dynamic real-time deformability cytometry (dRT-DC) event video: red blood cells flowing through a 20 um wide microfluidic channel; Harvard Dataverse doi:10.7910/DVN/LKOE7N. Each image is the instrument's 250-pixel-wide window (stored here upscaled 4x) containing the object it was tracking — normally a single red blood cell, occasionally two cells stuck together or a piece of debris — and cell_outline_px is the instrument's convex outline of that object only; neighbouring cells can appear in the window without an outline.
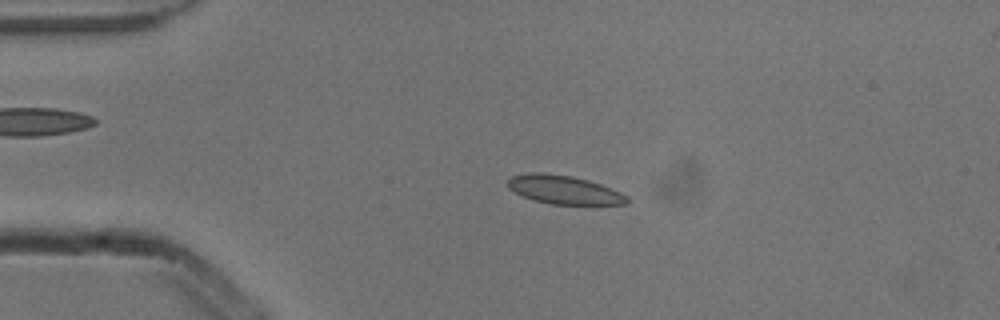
{"species": "common noctule bat (a hibernating species)", "species_latin": "Nyctalus noctula", "temperature_condition": "cold", "stored_images_in_passage": 3, "segment_of_instrument_passage": [1, 2], "camera_frame_rate_fps": 3000, "um_per_image_px": 0.085, "animal": {"sex": "male", "body_mass_g": 13.3}, "frame": {"image": 1, "passage_image": 1, "time_ms": 0.0, "image_size_px": [1000, 320], "cell_outline_px": [[632, 200], [628, 204], [552, 204], [536, 200], [524, 196], [508, 188], [508, 180], [512, 176], [528, 172], [540, 172], [572, 176], [588, 180], [612, 188], [628, 196]], "centroid_in_image_um": [47.99, 16.12], "position_along_channel_um": 37.0, "area_um2": 19.77}}